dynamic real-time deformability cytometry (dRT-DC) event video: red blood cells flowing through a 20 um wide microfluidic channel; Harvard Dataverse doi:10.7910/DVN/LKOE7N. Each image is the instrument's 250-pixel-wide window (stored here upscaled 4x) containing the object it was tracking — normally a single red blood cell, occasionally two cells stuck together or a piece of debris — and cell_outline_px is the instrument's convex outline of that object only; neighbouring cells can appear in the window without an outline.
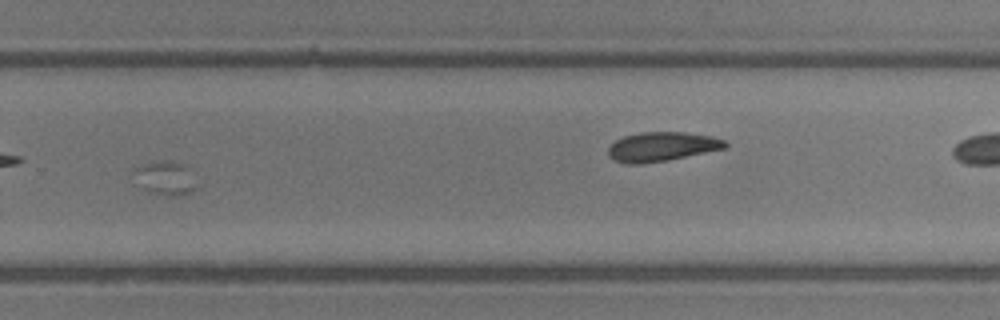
{"species": "common noctule bat (a hibernating species)", "species_latin": "Nyctalus noctula", "temperature_condition": "room temperature", "stored_images_in_passage": 28, "segment_of_instrument_passage": [2, 2], "camera_frame_rate_fps": 3000, "um_per_image_px": 0.085, "animal": {"sex": "male", "body_mass_g": 13.3}, "frame": {"image": 1, "passage_image": 17, "time_ms": 5.333, "image_size_px": [1000, 320], "cell_outline_px": [[196, 188], [192, 192], [172, 196], [168, 196], [152, 192], [144, 188], [132, 172], [136, 168], [144, 164], [160, 160], [172, 160], [188, 164]], "centroid_in_image_um": [14.1, 15.1], "position_along_channel_um": 315.7, "area_um2": 12.2}}
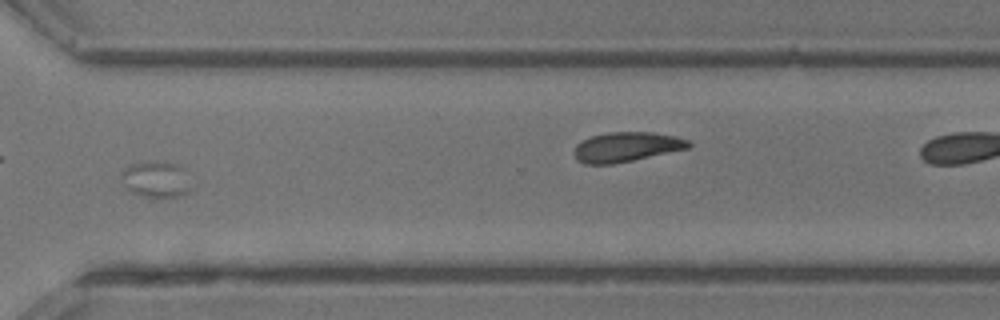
{"frame": {"image": 2, "passage_image": 19, "time_ms": 6.0, "image_size_px": [1000, 320], "cell_outline_px": [[188, 192], [184, 196], [144, 196], [132, 192], [124, 188], [120, 180], [120, 176], [124, 168], [136, 164], [176, 164], [184, 168], [188, 188]], "centroid_in_image_um": [13.2, 15.29], "position_along_channel_um": 357.4, "area_um2": 13.87}}